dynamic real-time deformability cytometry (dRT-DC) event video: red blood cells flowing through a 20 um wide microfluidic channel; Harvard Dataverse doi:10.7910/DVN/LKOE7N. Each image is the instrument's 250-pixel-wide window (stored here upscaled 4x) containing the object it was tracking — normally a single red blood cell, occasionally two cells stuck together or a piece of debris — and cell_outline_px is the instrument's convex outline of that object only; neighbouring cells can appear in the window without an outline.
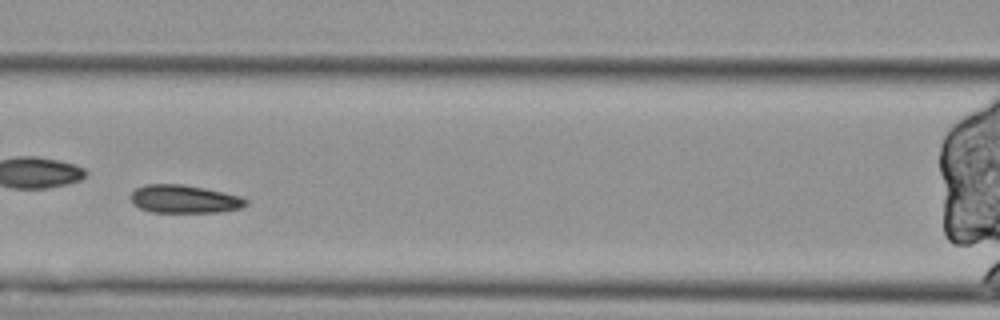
{"species": "Egyptian fruit bat (a non-hibernating species)", "species_latin": "Rousettus aegyptiacus", "temperature_condition": "cold", "stored_images_in_passage": 57, "camera_frame_rate_fps": 3000, "um_per_image_px": 0.085, "animal": {"sex": "female"}, "frame": {"image": 1, "passage_image": 25, "time_ms": 8.0, "image_size_px": [1000, 320], "cell_outline_px": [[248, 204], [240, 208], [220, 212], [152, 212], [140, 208], [132, 204], [128, 196], [136, 188], [144, 184], [180, 184], [204, 188], [240, 196], [248, 200]], "centroid_in_image_um": [15.62, 16.92], "position_along_channel_um": 151.0, "area_um2": 18.96}}
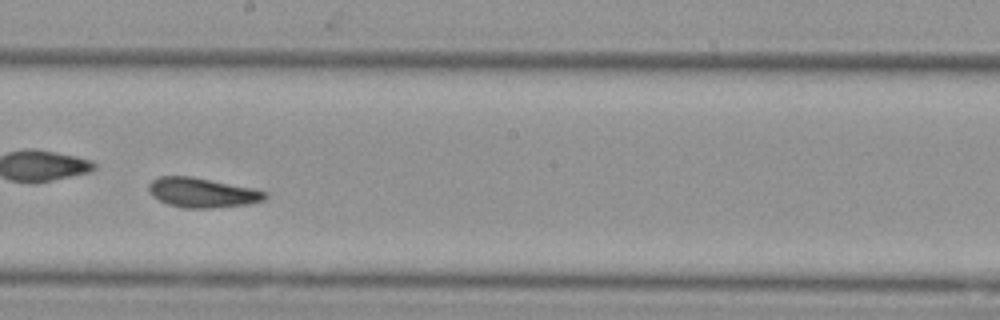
{"frame": {"image": 2, "passage_image": 32, "time_ms": 10.333, "image_size_px": [1000, 320], "cell_outline_px": [[268, 196], [264, 200], [248, 204], [212, 208], [184, 208], [168, 204], [152, 196], [148, 188], [148, 184], [152, 180], [160, 176], [192, 176], [256, 188], [268, 192]], "centroid_in_image_um": [17.23, 16.36], "position_along_channel_um": 231.0, "area_um2": 20.35}, "authors_computed_cell_mechanics": {"area_um2": 20.5768, "velocity_mm_per_s": 3.4636, "shape_relaxation_time_tau1_ms": null, "shape_relaxation_time_tau2_ms": 3.0135, "deformation_change_tau1": null, "deformation_change_tau2": 0.0918}}